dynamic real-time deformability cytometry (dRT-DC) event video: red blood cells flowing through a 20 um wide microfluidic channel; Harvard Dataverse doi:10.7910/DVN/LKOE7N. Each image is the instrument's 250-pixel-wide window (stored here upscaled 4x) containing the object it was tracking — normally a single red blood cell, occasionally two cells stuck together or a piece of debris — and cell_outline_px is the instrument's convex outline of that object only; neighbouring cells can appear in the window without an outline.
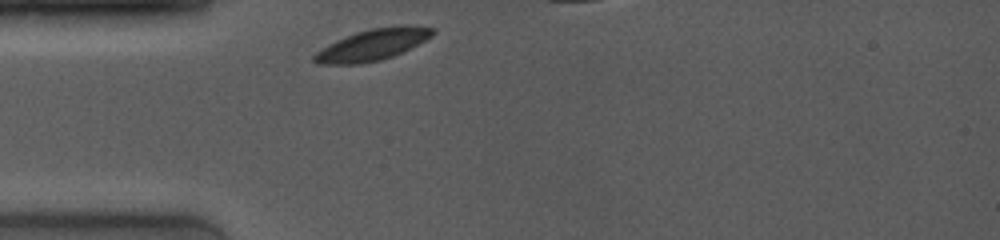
{"species": "common noctule bat (a hibernating species)", "species_latin": "Nyctalus noctula", "temperature_condition": "room temperature", "stored_images_in_passage": 35, "segment_of_instrument_passage": [1, 2], "camera_frame_rate_fps": 4000, "um_per_image_px": 0.085, "animal": {"sex": "female", "body_mass_g": 19.0, "forearm_length_mm": 53.3}, "frame": {"image": 1, "passage_image": 1, "time_ms": 0.0, "image_size_px": [1000, 240], "cell_outline_px": [[436, 32], [432, 36], [392, 56], [380, 60], [360, 64], [316, 64], [312, 60], [312, 56], [320, 48], [336, 40], [356, 32], [368, 28], [404, 24], [432, 28]], "centroid_in_image_um": [31.61, 3.79], "position_along_channel_um": 53.4, "area_um2": 21.62}}
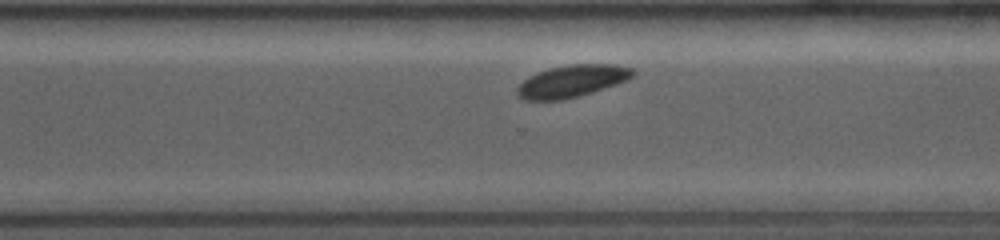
{"frame": {"image": 2, "passage_image": 26, "time_ms": 7.25, "image_size_px": [1000, 240], "cell_outline_px": [[636, 72], [628, 80], [592, 92], [560, 100], [524, 100], [516, 92], [516, 88], [528, 76], [552, 68], [568, 64], [616, 64], [632, 68]], "centroid_in_image_um": [48.63, 6.88], "position_along_channel_um": 322.0, "area_um2": 21.44}}
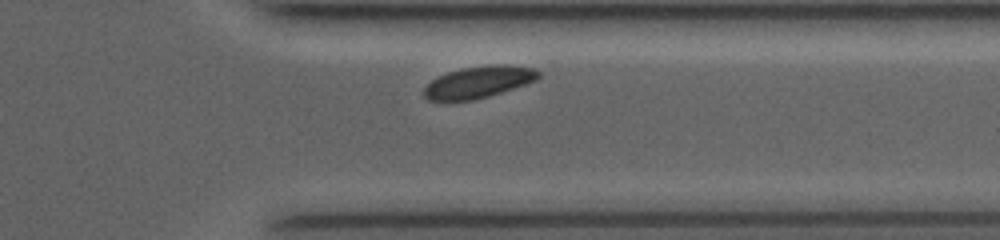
{"frame": {"image": 3, "passage_image": 30, "time_ms": 8.5, "image_size_px": [1000, 240], "cell_outline_px": [[540, 76], [536, 80], [488, 96], [472, 100], [428, 100], [424, 96], [424, 88], [432, 80], [448, 72], [460, 68], [488, 64], [508, 64], [536, 68], [540, 72]], "centroid_in_image_um": [40.71, 6.94], "position_along_channel_um": 370.7, "area_um2": 21.04}}